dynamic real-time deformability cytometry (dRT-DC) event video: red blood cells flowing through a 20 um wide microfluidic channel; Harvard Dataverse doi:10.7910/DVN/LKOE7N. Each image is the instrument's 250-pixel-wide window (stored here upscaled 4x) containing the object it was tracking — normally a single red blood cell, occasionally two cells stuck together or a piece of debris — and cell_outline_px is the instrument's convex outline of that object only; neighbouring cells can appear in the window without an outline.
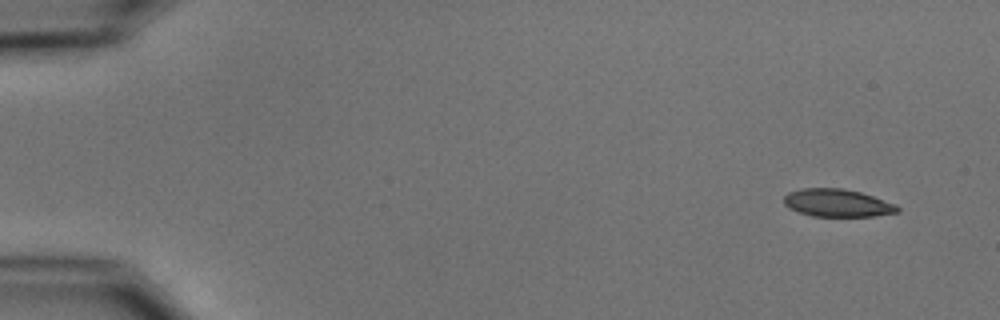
{"species": "common noctule bat (a hibernating species)", "species_latin": "Nyctalus noctula", "temperature_condition": "cold", "stored_images_in_passage": 4, "camera_frame_rate_fps": 3000, "um_per_image_px": 0.085, "animal": {"sex": "male", "body_mass_g": 15.6}, "frame": {"image": 1, "passage_image": 1, "time_ms": 0.0, "image_size_px": [1000, 320], "cell_outline_px": [[900, 212], [872, 216], [812, 216], [788, 208], [784, 204], [784, 196], [788, 192], [800, 188], [844, 188], [860, 192], [896, 204], [900, 208]], "centroid_in_image_um": [71.16, 17.24], "position_along_channel_um": 13.8, "area_um2": 18.38}}
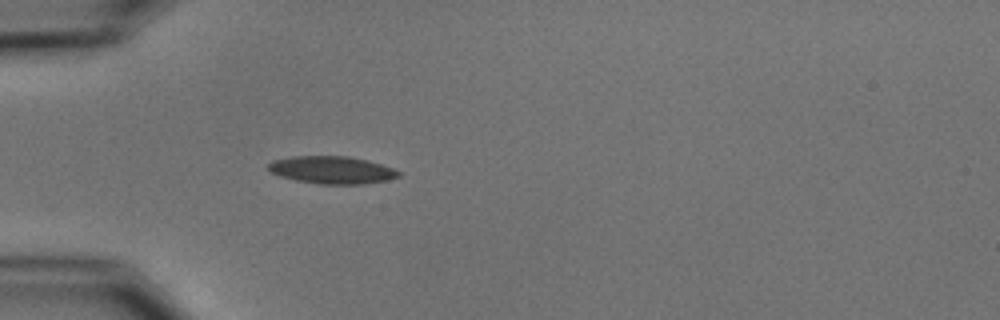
{"frame": {"image": 2, "passage_image": 4, "time_ms": 4.333, "image_size_px": [1000, 320], "cell_outline_px": [[400, 176], [388, 180], [360, 184], [320, 184], [296, 180], [280, 176], [272, 172], [268, 168], [268, 164], [272, 160], [292, 156], [348, 156], [380, 164], [392, 168], [400, 172]], "centroid_in_image_um": [28.19, 14.44], "position_along_channel_um": 56.8, "area_um2": 20.69}}